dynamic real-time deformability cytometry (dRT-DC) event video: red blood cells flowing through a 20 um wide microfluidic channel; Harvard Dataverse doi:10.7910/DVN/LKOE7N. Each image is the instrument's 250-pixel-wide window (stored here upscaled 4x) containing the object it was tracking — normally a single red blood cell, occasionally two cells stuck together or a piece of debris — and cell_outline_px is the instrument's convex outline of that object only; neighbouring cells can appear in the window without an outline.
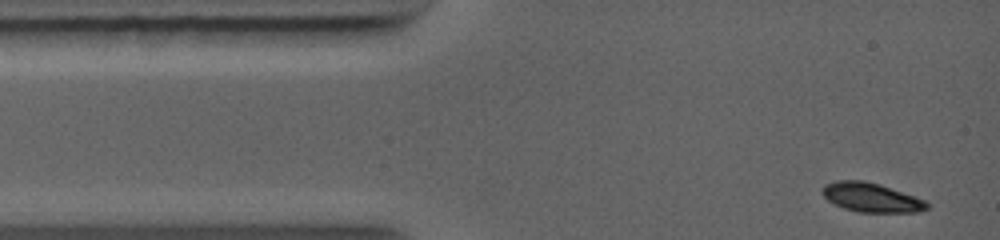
{"species": "common noctule bat (a hibernating species)", "species_latin": "Nyctalus noctula", "temperature_condition": "warm", "stored_images_in_passage": 16, "camera_frame_rate_fps": 5000, "um_per_image_px": 0.085, "animal": {"sex": "female", "body_mass_g": 19.0, "forearm_length_mm": 56.7}, "frame": {"image": 1, "passage_image": 1, "time_ms": 0.0, "image_size_px": [1000, 240], "cell_outline_px": [[928, 208], [916, 212], [860, 212], [844, 208], [828, 200], [820, 192], [824, 184], [836, 180], [864, 180], [880, 184], [924, 200], [928, 204]], "centroid_in_image_um": [74.01, 16.77], "position_along_channel_um": 11.0, "area_um2": 17.63}}
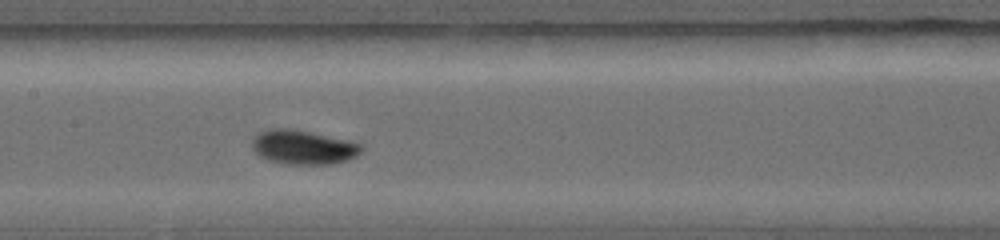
{"frame": {"image": 2, "passage_image": 10, "time_ms": 4.8, "image_size_px": [1000, 240], "cell_outline_px": [[364, 148], [356, 156], [348, 160], [332, 164], [284, 164], [268, 160], [260, 156], [252, 148], [252, 140], [260, 132], [268, 128], [288, 128], [308, 132], [364, 144]], "centroid_in_image_um": [25.77, 12.52], "position_along_channel_um": 181.6, "area_um2": 21.68}}
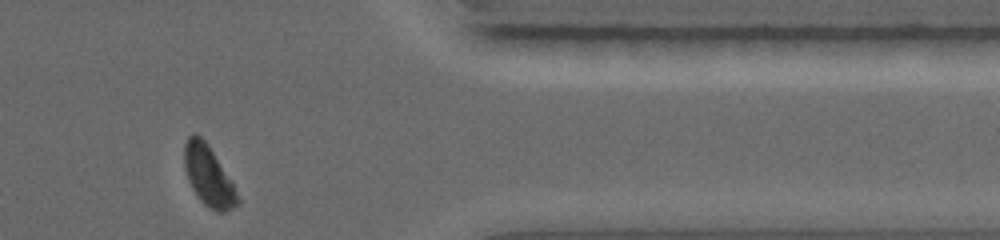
{"frame": {"image": 3, "passage_image": 16, "time_ms": 9.6, "image_size_px": [1000, 240], "cell_outline_px": [[240, 204], [224, 212], [216, 212], [204, 204], [200, 200], [192, 188], [188, 180], [184, 168], [184, 144], [188, 136], [192, 132], [196, 132], [208, 144], [232, 184], [240, 200]], "centroid_in_image_um": [17.68, 14.94], "position_along_channel_um": 393.7, "area_um2": 18.5}}